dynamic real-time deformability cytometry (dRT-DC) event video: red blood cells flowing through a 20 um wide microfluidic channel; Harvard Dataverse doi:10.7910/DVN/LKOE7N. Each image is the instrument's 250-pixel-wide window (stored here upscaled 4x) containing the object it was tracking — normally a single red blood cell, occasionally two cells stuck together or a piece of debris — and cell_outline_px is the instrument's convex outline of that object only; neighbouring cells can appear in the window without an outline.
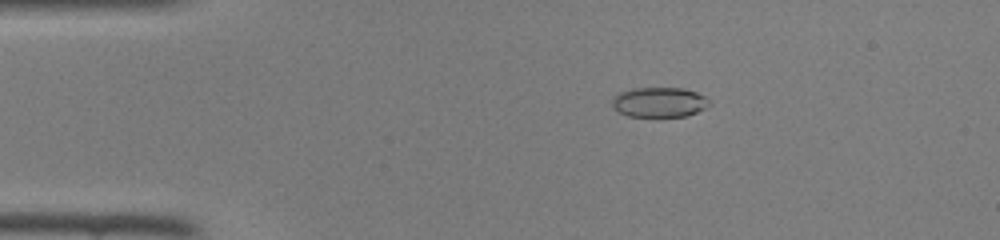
{"species": "common noctule bat (a hibernating species)", "species_latin": "Nyctalus noctula", "temperature_condition": "room temperature", "stored_images_in_passage": 47, "camera_frame_rate_fps": 3000, "um_per_image_px": 0.085, "animal": {"sex": "female", "body_mass_g": 22.0, "forearm_length_mm": 56.7}, "frame": {"image": 1, "passage_image": 9, "time_ms": 2.667, "image_size_px": [1000, 240], "cell_outline_px": [[712, 104], [696, 112], [684, 116], [628, 116], [612, 108], [612, 96], [620, 92], [632, 88], [684, 88], [696, 92], [704, 96]], "centroid_in_image_um": [56.01, 8.67], "position_along_channel_um": 29.0, "area_um2": 16.94}}
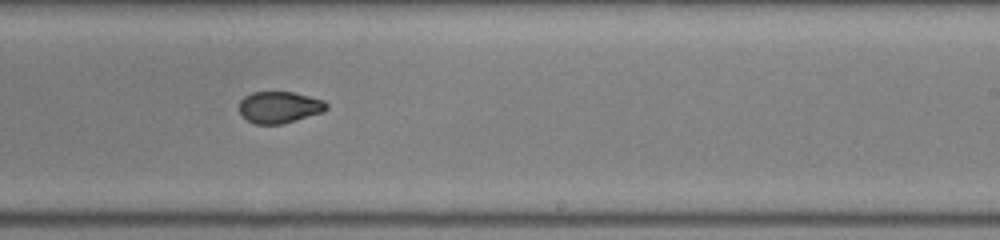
{"frame": {"image": 2, "passage_image": 29, "time_ms": 9.333, "image_size_px": [1000, 240], "cell_outline_px": [[328, 108], [324, 112], [280, 124], [256, 124], [240, 116], [240, 100], [244, 96], [252, 92], [292, 92], [324, 100], [328, 104]], "centroid_in_image_um": [23.74, 9.11], "position_along_channel_um": 265.3, "area_um2": 16.07}}
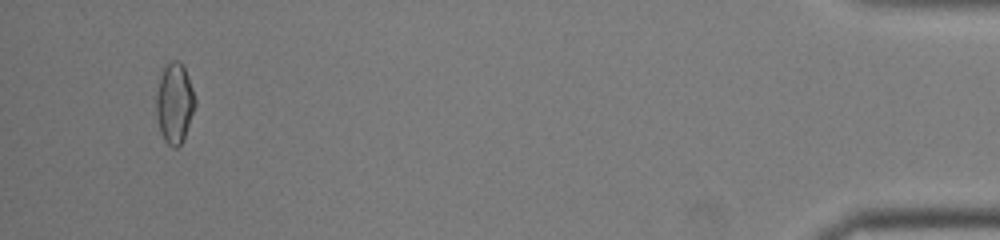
{"frame": {"image": 3, "passage_image": 45, "time_ms": 14.667, "image_size_px": [1000, 240], "cell_outline_px": [[196, 104], [184, 136], [180, 144], [176, 148], [172, 148], [164, 140], [160, 132], [156, 116], [156, 96], [160, 76], [164, 68], [172, 60], [180, 60], [184, 68], [192, 88], [196, 100]], "centroid_in_image_um": [14.82, 8.78], "position_along_channel_um": 420.4, "area_um2": 17.98}}